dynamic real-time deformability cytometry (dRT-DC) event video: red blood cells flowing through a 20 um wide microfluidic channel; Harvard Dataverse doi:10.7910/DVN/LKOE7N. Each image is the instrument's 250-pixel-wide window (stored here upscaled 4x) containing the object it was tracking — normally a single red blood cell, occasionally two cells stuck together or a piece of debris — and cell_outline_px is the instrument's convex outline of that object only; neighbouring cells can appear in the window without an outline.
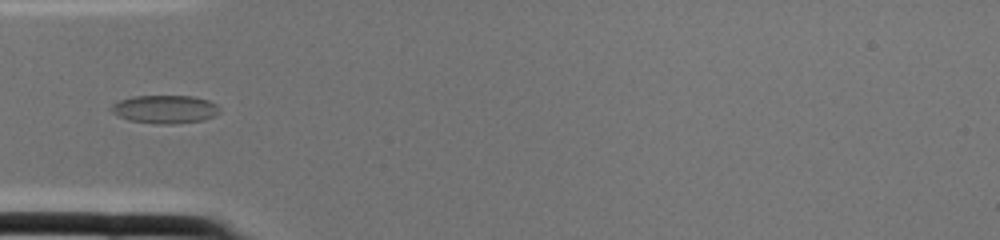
{"species": "common noctule bat (a hibernating species)", "species_latin": "Nyctalus noctula", "temperature_condition": "cold", "stored_images_in_passage": 2, "camera_frame_rate_fps": 3000, "um_per_image_px": 0.085, "animal": {"sex": "female", "body_mass_g": 22.0, "forearm_length_mm": 56.7}, "frame": {"image": 1, "passage_image": 2, "time_ms": 0.333, "image_size_px": [1000, 240], "cell_outline_px": [[220, 112], [216, 116], [204, 120], [172, 124], [156, 124], [128, 120], [112, 112], [108, 108], [112, 104], [120, 100], [132, 96], [192, 96], [208, 100], [216, 104], [220, 108]], "centroid_in_image_um": [14.03, 9.29], "position_along_channel_um": 71.0, "area_um2": 17.98}}